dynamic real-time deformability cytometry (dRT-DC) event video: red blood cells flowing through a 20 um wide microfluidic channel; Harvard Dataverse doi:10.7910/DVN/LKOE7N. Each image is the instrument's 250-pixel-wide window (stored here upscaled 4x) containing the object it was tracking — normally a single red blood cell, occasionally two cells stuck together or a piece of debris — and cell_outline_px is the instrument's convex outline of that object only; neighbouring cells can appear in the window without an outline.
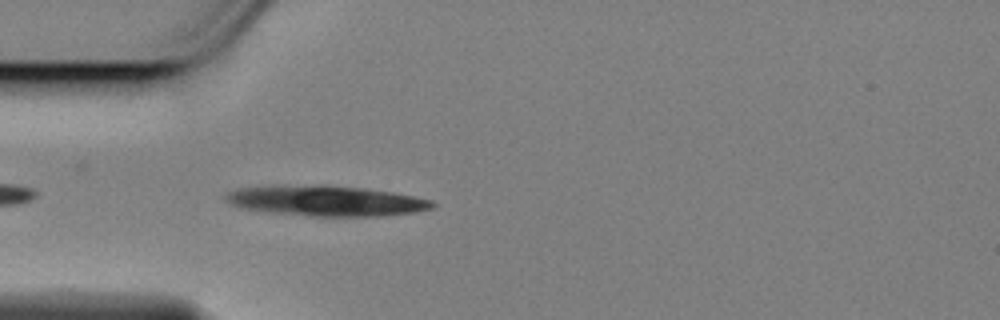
{"species": "Egyptian fruit bat (a non-hibernating species)", "species_latin": "Rousettus aegyptiacus", "temperature_condition": "cold", "stored_images_in_passage": 31, "camera_frame_rate_fps": 3000, "um_per_image_px": 0.085, "animal": {"sex": "female"}, "frame": {"image": 1, "passage_image": 1, "time_ms": 0.0, "image_size_px": [1000, 320], "cell_outline_px": [[436, 208], [416, 212], [380, 216], [312, 216], [268, 212], [240, 208], [224, 200], [224, 196], [228, 192], [240, 188], [364, 188], [392, 192], [432, 200], [436, 204]], "centroid_in_image_um": [27.84, 17.14], "position_along_channel_um": 57.2, "area_um2": 34.8}}